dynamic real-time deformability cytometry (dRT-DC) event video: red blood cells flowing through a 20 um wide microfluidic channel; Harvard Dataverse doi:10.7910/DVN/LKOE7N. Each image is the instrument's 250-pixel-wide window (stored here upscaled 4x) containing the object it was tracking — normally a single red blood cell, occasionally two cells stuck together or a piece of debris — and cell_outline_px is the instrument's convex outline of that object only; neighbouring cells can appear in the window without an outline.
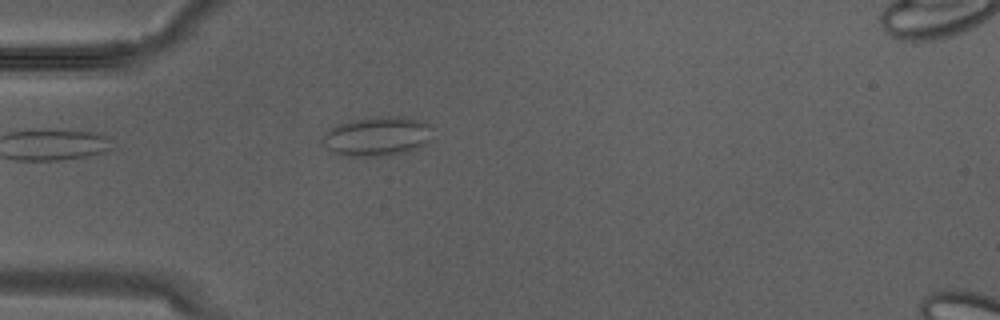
{"species": "Egyptian fruit bat (a non-hibernating species)", "species_latin": "Rousettus aegyptiacus", "temperature_condition": "warm", "stored_images_in_passage": 4, "camera_frame_rate_fps": 3000, "um_per_image_px": 0.085, "animal": {"sex": "male"}, "frame": {"image": 1, "passage_image": 3, "time_ms": 0.667, "image_size_px": [1000, 320], "cell_outline_px": [[428, 140], [424, 144], [416, 148], [404, 152], [384, 156], [348, 156], [328, 148], [320, 140], [328, 128], [336, 124], [352, 120], [376, 116], [400, 116], [428, 124]], "centroid_in_image_um": [31.97, 11.57], "position_along_channel_um": 53.0, "area_um2": 24.68}}